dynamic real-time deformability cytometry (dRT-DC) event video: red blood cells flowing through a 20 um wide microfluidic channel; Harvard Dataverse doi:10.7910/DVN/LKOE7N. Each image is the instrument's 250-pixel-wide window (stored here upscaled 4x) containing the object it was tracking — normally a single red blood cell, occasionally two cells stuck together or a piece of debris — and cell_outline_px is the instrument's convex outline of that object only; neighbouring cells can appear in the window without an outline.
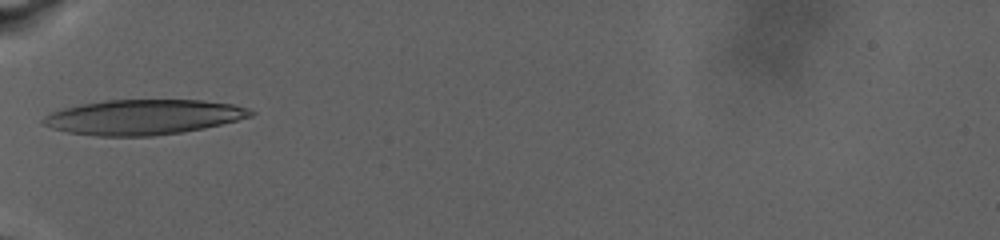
{"species": "human", "species_latin": "Homo sapiens", "temperature_condition": "warm", "stored_images_in_passage": 2, "camera_frame_rate_fps": 3000, "um_per_image_px": 0.085, "donor": {"sex": "male"}, "frame": {"image": 1, "passage_image": 1, "time_ms": 0.0, "image_size_px": [1000, 240], "cell_outline_px": [[256, 112], [252, 116], [204, 128], [180, 132], [152, 136], [96, 136], [68, 132], [52, 128], [40, 124], [40, 120], [44, 116], [60, 108], [80, 104], [104, 100], [204, 100], [232, 104], [248, 108]], "centroid_in_image_um": [12.13, 9.95], "position_along_channel_um": 72.9, "area_um2": 42.48}}